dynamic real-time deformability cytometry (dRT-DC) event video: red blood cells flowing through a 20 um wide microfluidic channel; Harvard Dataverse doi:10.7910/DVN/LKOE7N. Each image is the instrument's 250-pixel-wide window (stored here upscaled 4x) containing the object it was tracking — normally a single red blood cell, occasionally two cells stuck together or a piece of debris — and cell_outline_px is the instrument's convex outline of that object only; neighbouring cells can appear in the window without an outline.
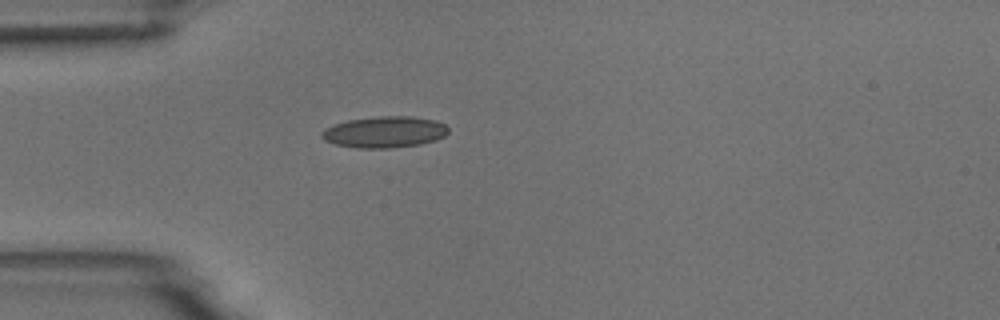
{"species": "common noctule bat (a hibernating species)", "species_latin": "Nyctalus noctula", "temperature_condition": "room temperature", "stored_images_in_passage": 1, "camera_frame_rate_fps": 3000, "um_per_image_px": 0.085, "animal": {"sex": "male", "body_mass_g": 18.8}, "frame": {"image": 1, "passage_image": 1, "time_ms": 0.0, "image_size_px": [1000, 320], "cell_outline_px": [[448, 132], [444, 136], [436, 140], [420, 144], [388, 148], [356, 148], [336, 144], [324, 140], [320, 136], [320, 132], [324, 128], [332, 124], [348, 120], [380, 116], [412, 116], [436, 120], [444, 124], [448, 128]], "centroid_in_image_um": [32.66, 11.21], "position_along_channel_um": 52.3, "area_um2": 23.24}}